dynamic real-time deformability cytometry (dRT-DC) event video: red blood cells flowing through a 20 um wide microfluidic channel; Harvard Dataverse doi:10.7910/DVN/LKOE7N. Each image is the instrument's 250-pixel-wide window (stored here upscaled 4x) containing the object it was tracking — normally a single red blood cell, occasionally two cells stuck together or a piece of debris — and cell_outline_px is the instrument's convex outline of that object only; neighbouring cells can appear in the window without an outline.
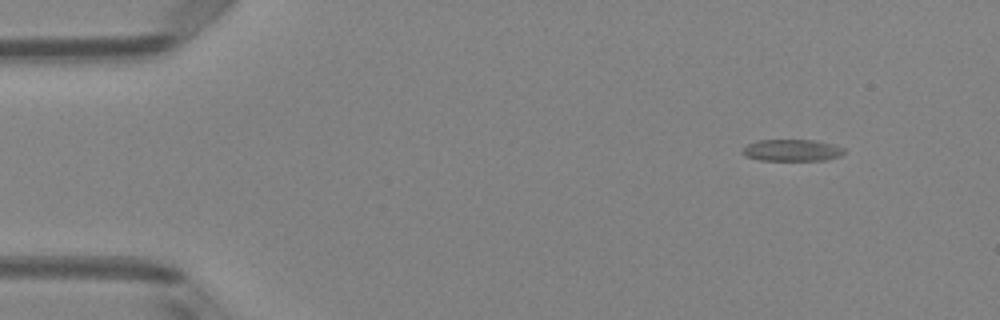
{"species": "Egyptian fruit bat (a non-hibernating species)", "species_latin": "Rousettus aegyptiacus", "temperature_condition": "room temperature", "stored_images_in_passage": 4, "camera_frame_rate_fps": 3000, "um_per_image_px": 0.085, "animal": {"sex": "female"}, "frame": {"image": 1, "passage_image": 1, "time_ms": 0.0, "image_size_px": [1000, 320], "cell_outline_px": [[844, 152], [840, 156], [824, 160], [760, 160], [744, 156], [740, 152], [748, 144], [756, 140], [812, 140], [832, 144], [844, 148]], "centroid_in_image_um": [67.28, 12.77], "position_along_channel_um": 17.7, "area_um2": 12.83}}
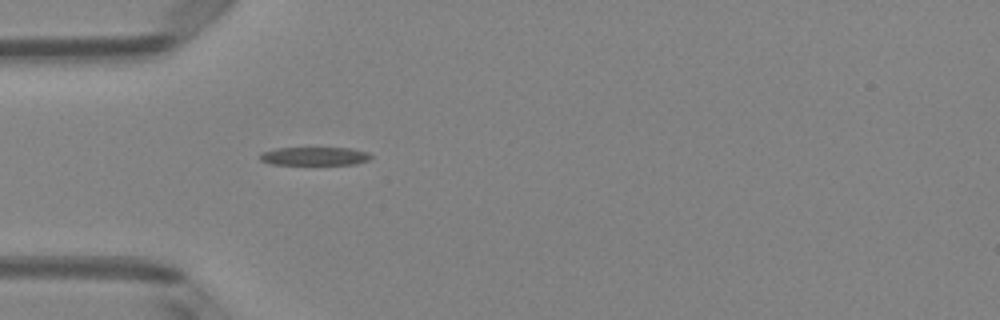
{"frame": {"image": 2, "passage_image": 4, "time_ms": 1.0, "image_size_px": [1000, 320], "cell_outline_px": [[372, 156], [368, 160], [356, 164], [272, 164], [260, 160], [260, 152], [276, 148], [352, 148], [368, 152]], "centroid_in_image_um": [26.74, 13.27], "position_along_channel_um": 58.3, "area_um2": 11.79}}